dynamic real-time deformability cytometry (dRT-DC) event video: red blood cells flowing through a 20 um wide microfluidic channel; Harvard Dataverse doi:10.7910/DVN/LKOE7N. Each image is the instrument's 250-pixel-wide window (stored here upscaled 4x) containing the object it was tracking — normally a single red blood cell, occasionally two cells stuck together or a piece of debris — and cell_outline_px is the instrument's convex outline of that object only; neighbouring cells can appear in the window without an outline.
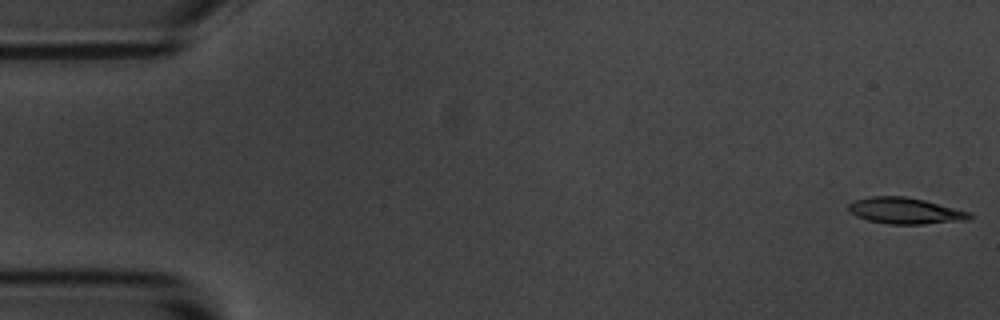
{"species": "common noctule bat (a hibernating species)", "species_latin": "Nyctalus noctula", "temperature_condition": "room temperature", "stored_images_in_passage": 54, "camera_frame_rate_fps": 3000, "um_per_image_px": 0.085, "animal": {"sex": "male", "body_mass_g": 20.1, "forearm_length_mm": 53.5}, "frame": {"image": 1, "passage_image": 1, "time_ms": 0.0, "image_size_px": [1000, 320], "cell_outline_px": [[972, 216], [968, 220], [924, 224], [888, 224], [868, 220], [856, 216], [848, 212], [848, 204], [856, 200], [872, 196], [904, 196], [924, 200], [972, 212]], "centroid_in_image_um": [76.95, 17.92], "position_along_channel_um": 8.1, "area_um2": 18.55}}
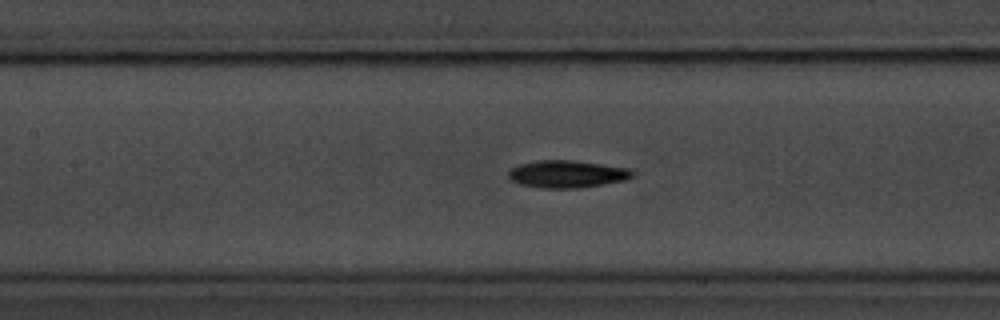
{"frame": {"image": 2, "passage_image": 24, "time_ms": 7.667, "image_size_px": [1000, 320], "cell_outline_px": [[636, 176], [624, 180], [580, 188], [540, 188], [520, 184], [512, 180], [508, 176], [508, 172], [512, 168], [520, 164], [536, 160], [572, 160], [632, 168], [636, 172]], "centroid_in_image_um": [48.25, 14.79], "position_along_channel_um": 159.1, "area_um2": 19.94}}
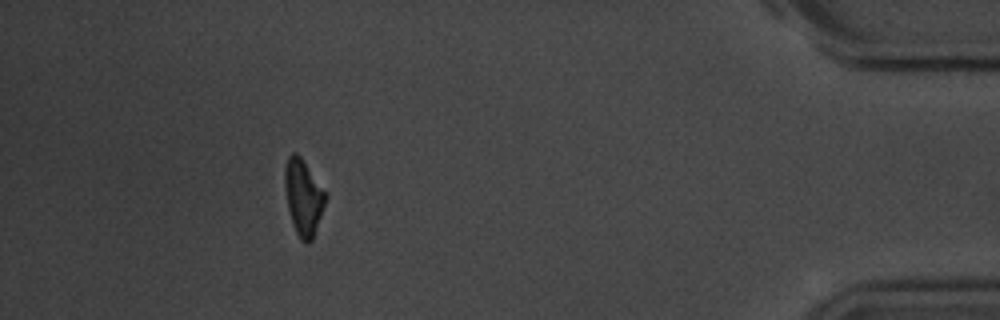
{"frame": {"image": 3, "passage_image": 49, "time_ms": 16.0, "image_size_px": [1000, 320], "cell_outline_px": [[328, 196], [312, 240], [308, 244], [304, 244], [300, 240], [292, 224], [288, 208], [284, 188], [284, 168], [288, 156], [292, 152], [296, 152], [300, 156]], "centroid_in_image_um": [25.77, 16.79], "position_along_channel_um": 409.4, "area_um2": 18.03}, "authors_computed_cell_mechanics": {"area_um2": 18.785, "velocity_mm_per_s": 3.6847, "shape_relaxation_time_tau1_ms": 3.0714, "shape_relaxation_time_tau2_ms": null, "deformation_change_tau1": 0.1324, "deformation_change_tau2": null}}